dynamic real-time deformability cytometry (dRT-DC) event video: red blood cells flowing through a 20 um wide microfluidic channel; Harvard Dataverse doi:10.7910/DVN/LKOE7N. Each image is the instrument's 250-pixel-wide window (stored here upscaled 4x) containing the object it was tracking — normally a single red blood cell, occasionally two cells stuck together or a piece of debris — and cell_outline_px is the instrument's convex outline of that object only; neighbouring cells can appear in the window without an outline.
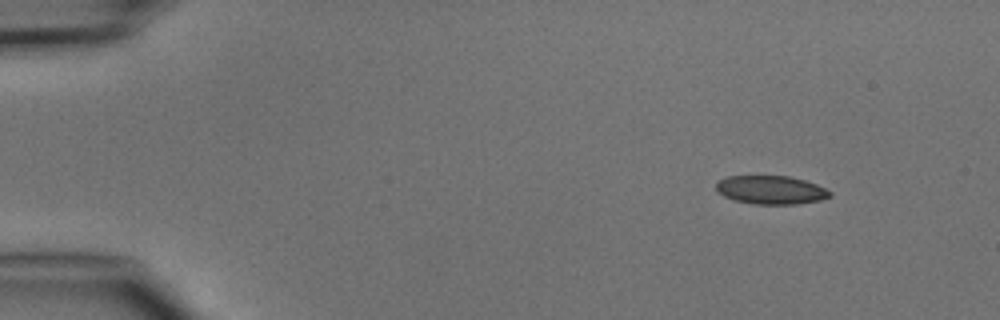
{"species": "common noctule bat (a hibernating species)", "species_latin": "Nyctalus noctula", "temperature_condition": "cold", "stored_images_in_passage": 5, "camera_frame_rate_fps": 3000, "um_per_image_px": 0.085, "animal": {"sex": "male", "body_mass_g": 15.6}, "frame": {"image": 1, "passage_image": 1, "time_ms": 0.0, "image_size_px": [1000, 320], "cell_outline_px": [[832, 196], [820, 200], [796, 204], [752, 204], [736, 200], [724, 196], [716, 192], [716, 184], [720, 180], [728, 176], [788, 176], [804, 180], [816, 184], [832, 192]], "centroid_in_image_um": [65.53, 16.15], "position_along_channel_um": 19.5, "area_um2": 18.84}}
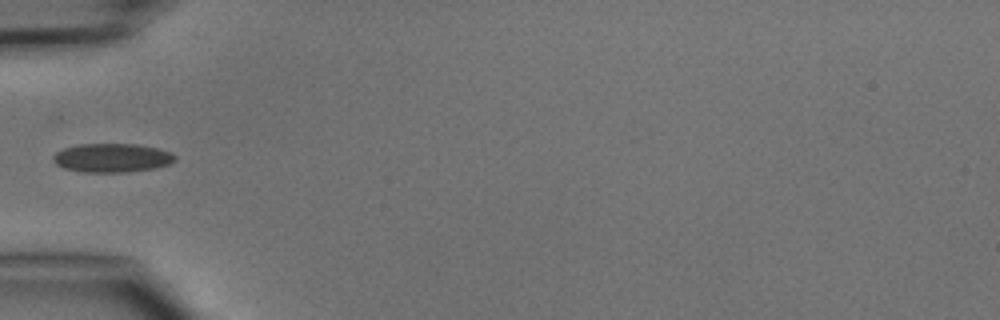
{"frame": {"image": 2, "passage_image": 4, "time_ms": 3.667, "image_size_px": [1000, 320], "cell_outline_px": [[176, 160], [168, 164], [152, 168], [128, 172], [84, 172], [64, 168], [56, 164], [52, 160], [52, 156], [56, 152], [64, 148], [80, 144], [136, 144], [156, 148], [172, 152], [176, 156]], "centroid_in_image_um": [9.51, 13.41], "position_along_channel_um": 75.5, "area_um2": 20.4}}